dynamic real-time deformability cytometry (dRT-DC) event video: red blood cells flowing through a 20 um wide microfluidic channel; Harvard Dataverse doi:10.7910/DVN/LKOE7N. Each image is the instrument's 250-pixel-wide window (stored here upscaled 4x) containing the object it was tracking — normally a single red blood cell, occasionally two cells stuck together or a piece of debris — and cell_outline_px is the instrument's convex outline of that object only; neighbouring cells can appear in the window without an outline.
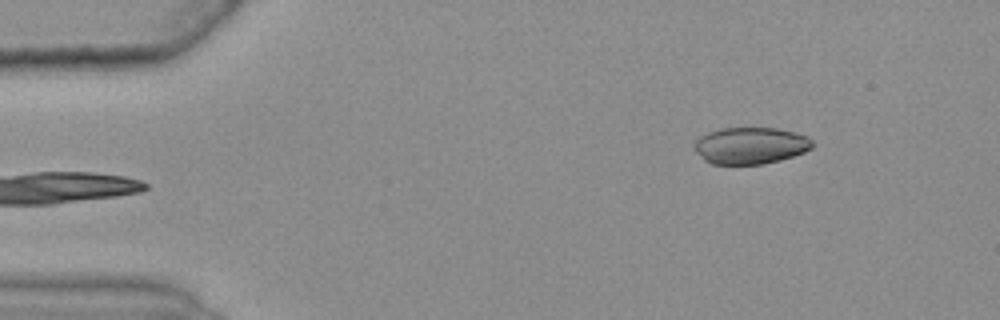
{"species": "common noctule bat (a hibernating species)", "species_latin": "Nyctalus noctula", "temperature_condition": "warm", "stored_images_in_passage": 45, "camera_frame_rate_fps": 3000, "um_per_image_px": 0.085, "animal": {"sex": "female", "body_mass_g": 25.1}, "frame": {"image": 1, "passage_image": 1, "time_ms": 0.0, "image_size_px": [1000, 320], "cell_outline_px": [[812, 148], [804, 152], [780, 160], [764, 164], [712, 164], [704, 160], [692, 148], [696, 140], [700, 136], [708, 132], [720, 128], [780, 128], [808, 136], [812, 140]], "centroid_in_image_um": [63.77, 12.37], "position_along_channel_um": 21.2, "area_um2": 25.43}}
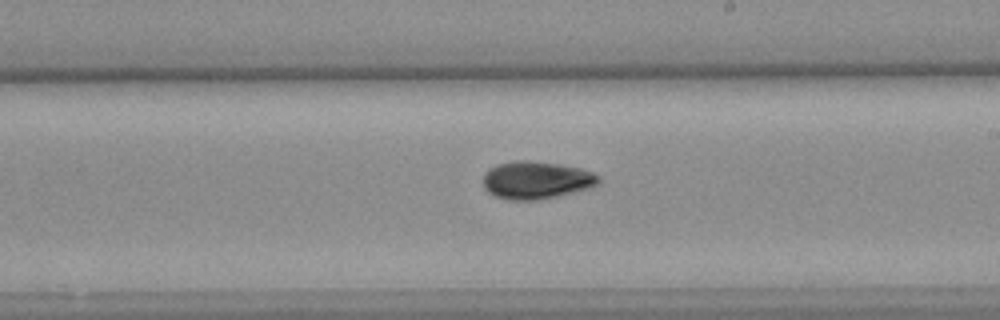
{"frame": {"image": 2, "passage_image": 26, "time_ms": 8.333, "image_size_px": [1000, 320], "cell_outline_px": [[600, 180], [596, 184], [588, 188], [556, 196], [536, 200], [508, 200], [496, 196], [488, 192], [484, 188], [484, 172], [488, 168], [496, 164], [516, 160], [528, 160], [560, 164], [580, 168], [592, 172], [600, 176]], "centroid_in_image_um": [45.54, 15.29], "position_along_channel_um": 243.5, "area_um2": 25.32}}
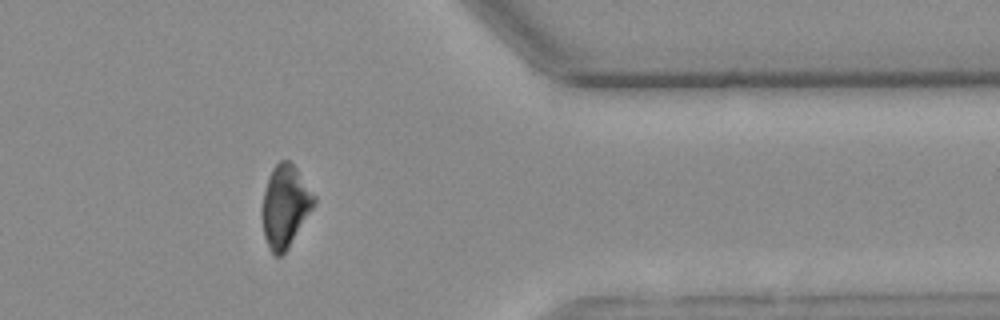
{"frame": {"image": 3, "passage_image": 39, "time_ms": 12.667, "image_size_px": [1000, 320], "cell_outline_px": [[316, 200], [312, 208], [288, 248], [280, 256], [276, 256], [268, 248], [264, 236], [260, 212], [260, 208], [264, 192], [272, 168], [280, 160], [288, 160], [296, 168], [316, 196]], "centroid_in_image_um": [24.2, 17.53], "position_along_channel_um": 387.2, "area_um2": 24.74}, "authors_computed_cell_mechanics": {"area_um2": 25.0274, "velocity_mm_per_s": 3.6758, "shape_relaxation_time_tau1_ms": 5.0144, "shape_relaxation_time_tau2_ms": null, "deformation_change_tau1": 0.1258, "deformation_change_tau2": null}}